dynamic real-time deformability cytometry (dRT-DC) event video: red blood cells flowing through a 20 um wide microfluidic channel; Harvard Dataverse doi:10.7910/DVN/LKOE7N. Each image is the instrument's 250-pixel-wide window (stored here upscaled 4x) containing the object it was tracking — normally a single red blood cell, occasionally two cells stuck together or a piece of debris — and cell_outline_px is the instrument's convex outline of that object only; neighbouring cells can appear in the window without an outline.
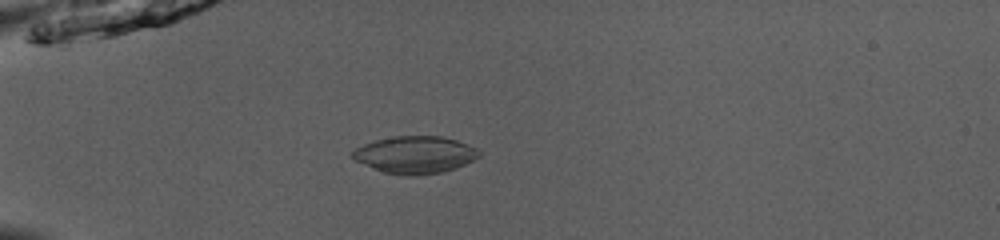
{"species": "common noctule bat (a hibernating species)", "species_latin": "Nyctalus noctula", "temperature_condition": "room temperature", "stored_images_in_passage": 39, "camera_frame_rate_fps": 3000, "um_per_image_px": 0.085, "animal": {"sex": "male", "body_mass_g": 13.0, "forearm_length_mm": 53.1}, "frame": {"image": 1, "passage_image": 3, "time_ms": 0.667, "image_size_px": [1000, 240], "cell_outline_px": [[480, 156], [456, 168], [440, 172], [416, 176], [408, 176], [384, 172], [372, 168], [356, 160], [352, 156], [352, 152], [356, 148], [364, 144], [376, 140], [396, 136], [440, 136], [456, 140], [480, 148]], "centroid_in_image_um": [35.31, 13.15], "position_along_channel_um": 49.7, "area_um2": 27.34}}
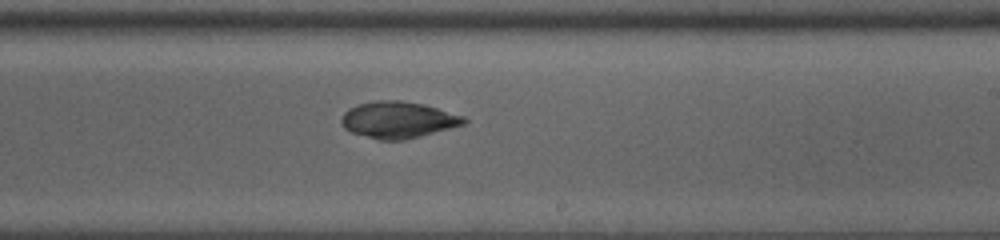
{"frame": {"image": 2, "passage_image": 20, "time_ms": 6.333, "image_size_px": [1000, 240], "cell_outline_px": [[468, 120], [464, 124], [420, 136], [404, 140], [380, 140], [352, 132], [344, 128], [340, 120], [344, 112], [348, 108], [360, 104], [376, 100], [400, 100], [424, 104], [464, 116]], "centroid_in_image_um": [33.83, 10.18], "position_along_channel_um": 255.2, "area_um2": 25.95}}
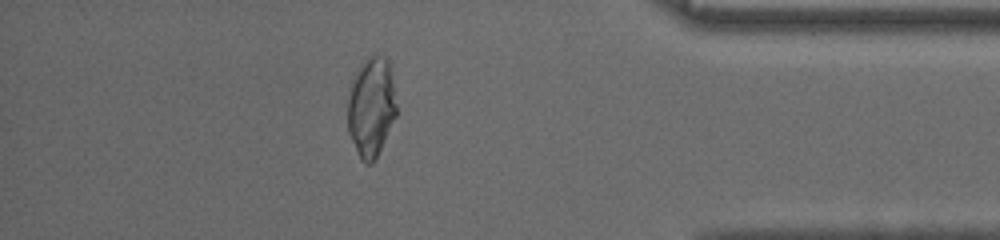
{"frame": {"image": 3, "passage_image": 33, "time_ms": 10.667, "image_size_px": [1000, 240], "cell_outline_px": [[396, 116], [372, 164], [364, 164], [360, 160], [348, 132], [348, 100], [352, 80], [360, 64], [368, 56], [384, 56], [392, 64], [396, 104]], "centroid_in_image_um": [31.57, 9.06], "position_along_channel_um": 403.6, "area_um2": 28.5}, "authors_computed_cell_mechanics": {"area_um2": 26.6458, "velocity_mm_per_s": 3.9744, "shape_relaxation_time_tau1_ms": null, "shape_relaxation_time_tau2_ms": 1.453, "deformation_change_tau1": null, "deformation_change_tau2": 0.0334}}